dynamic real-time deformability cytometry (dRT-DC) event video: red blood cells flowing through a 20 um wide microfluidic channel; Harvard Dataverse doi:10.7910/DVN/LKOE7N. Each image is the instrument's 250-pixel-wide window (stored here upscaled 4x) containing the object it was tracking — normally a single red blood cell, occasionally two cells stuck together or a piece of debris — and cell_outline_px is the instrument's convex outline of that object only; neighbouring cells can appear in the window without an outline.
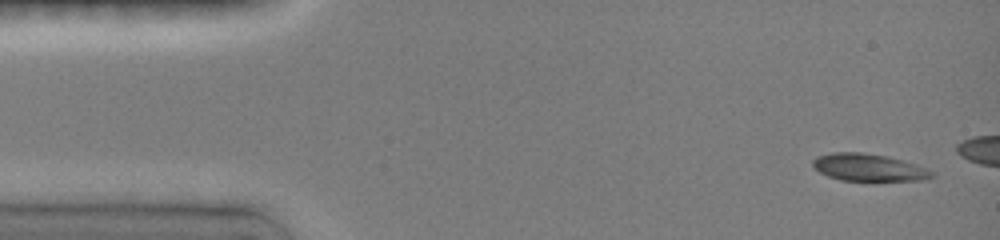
{"species": "common noctule bat (a hibernating species)", "species_latin": "Nyctalus noctula", "temperature_condition": "room temperature", "stored_images_in_passage": 7, "camera_frame_rate_fps": 3000, "um_per_image_px": 0.085, "animal": {"sex": "female", "body_mass_g": 19.0, "forearm_length_mm": 51.5}, "frame": {"image": 1, "passage_image": 1, "time_ms": 0.0, "image_size_px": [1000, 240], "cell_outline_px": [[932, 176], [920, 180], [840, 180], [828, 176], [820, 172], [812, 164], [812, 160], [816, 156], [832, 152], [860, 152], [888, 156], [916, 164], [932, 172]], "centroid_in_image_um": [73.77, 14.21], "position_along_channel_um": 11.2, "area_um2": 18.61}}